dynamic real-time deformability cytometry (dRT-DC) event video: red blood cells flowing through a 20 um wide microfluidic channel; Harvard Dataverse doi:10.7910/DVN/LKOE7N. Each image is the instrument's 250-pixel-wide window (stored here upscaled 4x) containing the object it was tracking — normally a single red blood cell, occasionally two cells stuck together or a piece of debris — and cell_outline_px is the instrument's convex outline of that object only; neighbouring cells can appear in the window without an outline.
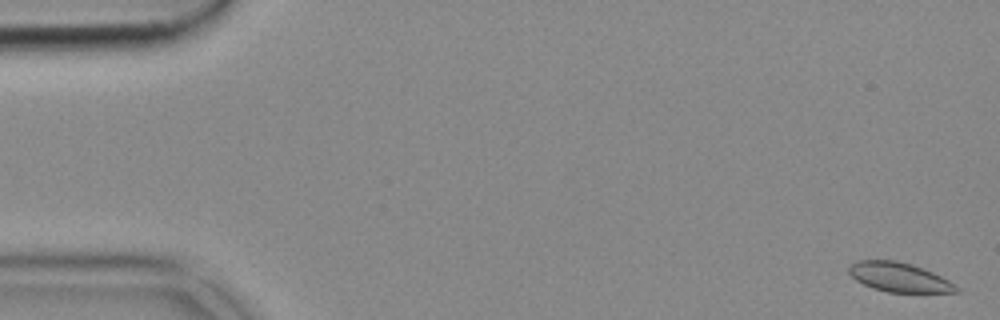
{"species": "common noctule bat (a hibernating species)", "species_latin": "Nyctalus noctula", "temperature_condition": "cold", "stored_images_in_passage": 54, "camera_frame_rate_fps": 3000, "um_per_image_px": 0.085, "animal": {"sex": "female", "body_mass_g": 18.4}, "frame": {"image": 1, "passage_image": 2, "time_ms": 0.333, "image_size_px": [1000, 320], "cell_outline_px": [[960, 292], [888, 292], [872, 288], [856, 280], [848, 272], [848, 268], [852, 264], [860, 260], [896, 260], [912, 264], [932, 272], [956, 284], [960, 288]], "centroid_in_image_um": [76.44, 23.56], "position_along_channel_um": 8.6, "area_um2": 18.26}}
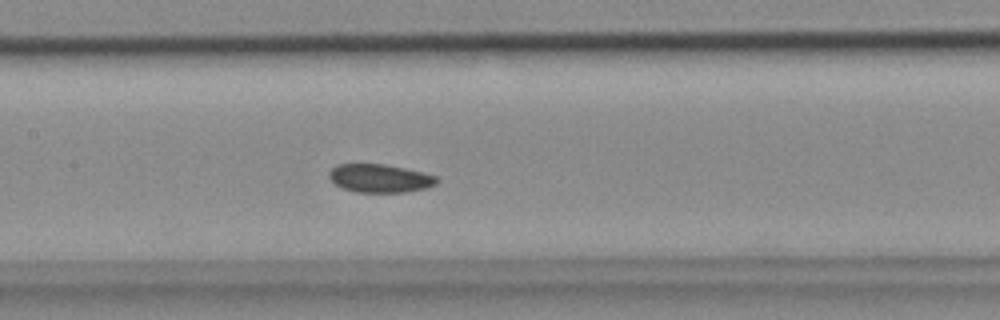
{"frame": {"image": 2, "passage_image": 26, "time_ms": 8.333, "image_size_px": [1000, 320], "cell_outline_px": [[440, 180], [436, 184], [424, 188], [404, 192], [356, 192], [344, 188], [336, 184], [328, 176], [328, 172], [336, 164], [384, 164], [404, 168], [436, 176]], "centroid_in_image_um": [32.27, 15.15], "position_along_channel_um": 175.1, "area_um2": 17.57}}
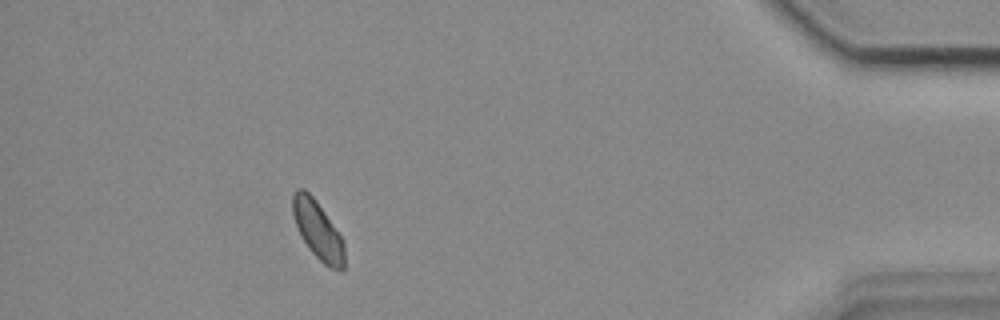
{"frame": {"image": 3, "passage_image": 49, "time_ms": 16.0, "image_size_px": [1000, 320], "cell_outline_px": [[344, 272], [340, 272], [328, 268], [308, 248], [296, 224], [292, 212], [292, 192], [296, 188], [304, 188], [316, 200], [344, 240]], "centroid_in_image_um": [27.03, 19.58], "position_along_channel_um": 408.2, "area_um2": 17.63}}